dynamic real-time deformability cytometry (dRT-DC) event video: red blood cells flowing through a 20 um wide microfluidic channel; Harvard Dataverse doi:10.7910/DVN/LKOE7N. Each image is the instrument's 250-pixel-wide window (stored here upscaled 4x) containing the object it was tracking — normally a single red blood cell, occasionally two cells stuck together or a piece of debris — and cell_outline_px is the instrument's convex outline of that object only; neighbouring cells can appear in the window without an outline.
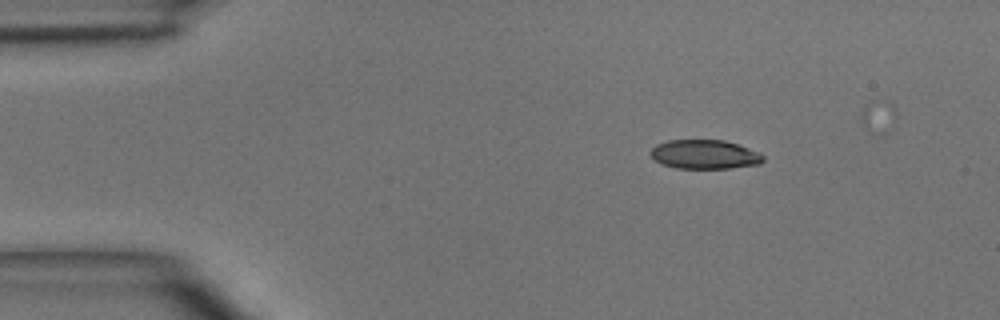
{"species": "common noctule bat (a hibernating species)", "species_latin": "Nyctalus noctula", "temperature_condition": "room temperature", "stored_images_in_passage": 3, "camera_frame_rate_fps": 3000, "um_per_image_px": 0.085, "animal": {"sex": "male", "body_mass_g": 15.6}, "frame": {"image": 1, "passage_image": 1, "time_ms": 0.0, "image_size_px": [1000, 320], "cell_outline_px": [[764, 160], [760, 164], [728, 168], [676, 168], [660, 164], [648, 152], [656, 144], [668, 140], [724, 140], [736, 144], [756, 152], [764, 156]], "centroid_in_image_um": [59.84, 13.12], "position_along_channel_um": 25.2, "area_um2": 18.96}}